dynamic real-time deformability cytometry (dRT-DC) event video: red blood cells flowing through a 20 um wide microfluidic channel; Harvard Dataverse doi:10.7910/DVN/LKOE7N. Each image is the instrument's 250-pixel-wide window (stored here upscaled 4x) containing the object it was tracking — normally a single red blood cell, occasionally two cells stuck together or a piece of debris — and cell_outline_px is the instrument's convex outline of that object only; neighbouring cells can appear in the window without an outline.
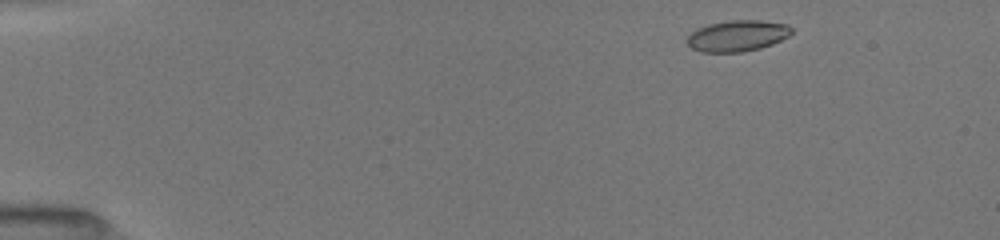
{"species": "common noctule bat (a hibernating species)", "species_latin": "Nyctalus noctula", "temperature_condition": "room temperature", "stored_images_in_passage": 46, "camera_frame_rate_fps": 3000, "um_per_image_px": 0.085, "animal": {"sex": "female", "body_mass_g": 19.5, "forearm_length_mm": 54.1}, "frame": {"image": 1, "passage_image": 2, "time_ms": 0.333, "image_size_px": [1000, 240], "cell_outline_px": [[792, 32], [788, 36], [772, 44], [760, 48], [740, 52], [700, 52], [692, 48], [684, 40], [696, 28], [708, 24], [728, 20], [760, 20], [788, 24], [792, 28]], "centroid_in_image_um": [62.65, 3.03], "position_along_channel_um": 22.3, "area_um2": 19.07}}
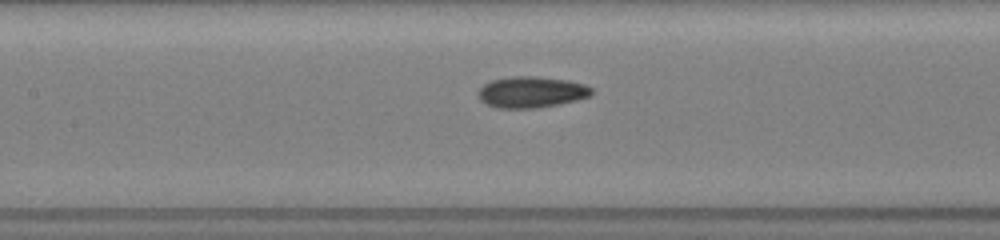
{"frame": {"image": 2, "passage_image": 20, "time_ms": 6.333, "image_size_px": [1000, 240], "cell_outline_px": [[596, 92], [592, 96], [560, 104], [536, 108], [496, 108], [480, 100], [480, 88], [484, 84], [492, 80], [512, 76], [536, 76], [568, 80], [584, 84], [592, 88]], "centroid_in_image_um": [45.23, 7.82], "position_along_channel_um": 162.2, "area_um2": 20.69}}
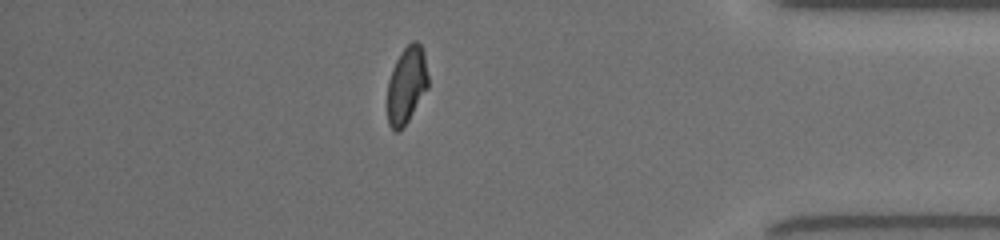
{"frame": {"image": 3, "passage_image": 40, "time_ms": 13.0, "image_size_px": [1000, 240], "cell_outline_px": [[428, 88], [404, 128], [400, 132], [396, 132], [388, 124], [388, 80], [392, 68], [400, 52], [412, 40], [416, 40], [420, 44], [424, 52], [428, 76]], "centroid_in_image_um": [34.56, 7.24], "position_along_channel_um": 400.6, "area_um2": 18.5}, "authors_computed_cell_mechanics": {"area_um2": 19.3052, "velocity_mm_per_s": 4.0212, "shape_relaxation_time_tau1_ms": 5.7821, "shape_relaxation_time_tau2_ms": 1.6683, "deformation_change_tau1": 0.1627, "deformation_change_tau2": 0.0607}}